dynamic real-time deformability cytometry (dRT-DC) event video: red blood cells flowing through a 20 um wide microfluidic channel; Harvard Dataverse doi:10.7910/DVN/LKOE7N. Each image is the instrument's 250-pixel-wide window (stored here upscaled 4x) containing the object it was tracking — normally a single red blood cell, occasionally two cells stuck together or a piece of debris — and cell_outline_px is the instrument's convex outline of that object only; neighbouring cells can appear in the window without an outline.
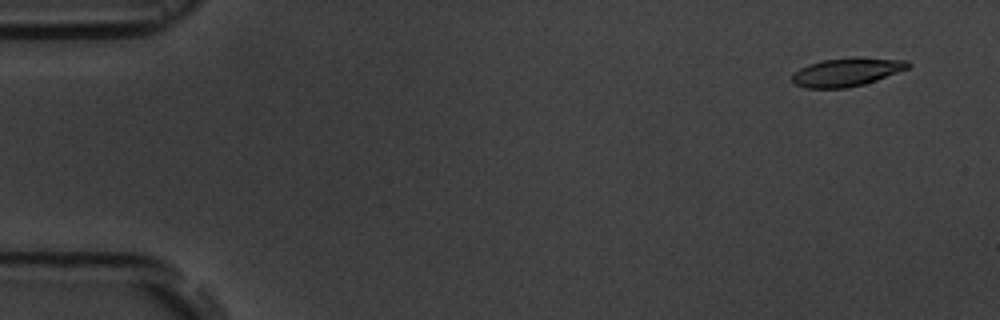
{"species": "common noctule bat (a hibernating species)", "species_latin": "Nyctalus noctula", "temperature_condition": "room temperature", "stored_images_in_passage": 5, "segment_of_instrument_passage": [1, 2], "camera_frame_rate_fps": 3000, "um_per_image_px": 0.085, "animal": {"sex": "male", "body_mass_g": 19.5, "forearm_length_mm": 54.6}, "frame": {"image": 1, "passage_image": 1, "time_ms": 0.0, "image_size_px": [1000, 320], "cell_outline_px": [[912, 64], [908, 68], [876, 80], [864, 84], [844, 88], [804, 88], [796, 84], [792, 80], [792, 72], [808, 64], [824, 60], [856, 56], [908, 60]], "centroid_in_image_um": [71.98, 6.11], "position_along_channel_um": 13.0, "area_um2": 19.31}}